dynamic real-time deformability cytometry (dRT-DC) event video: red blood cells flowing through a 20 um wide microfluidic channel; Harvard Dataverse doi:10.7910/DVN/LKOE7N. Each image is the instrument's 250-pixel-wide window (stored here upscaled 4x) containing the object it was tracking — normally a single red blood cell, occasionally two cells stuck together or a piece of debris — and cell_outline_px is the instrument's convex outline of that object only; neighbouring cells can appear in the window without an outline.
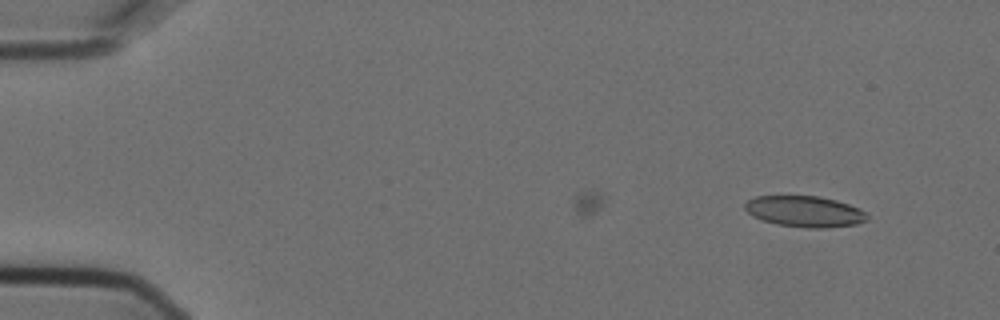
{"species": "Egyptian fruit bat (a non-hibernating species)", "species_latin": "Rousettus aegyptiacus", "temperature_condition": "cold", "stored_images_in_passage": 3, "camera_frame_rate_fps": 3000, "um_per_image_px": 0.085, "animal": {"sex": "female"}, "frame": {"image": 1, "passage_image": 3, "time_ms": 0.667, "image_size_px": [1000, 320], "cell_outline_px": [[868, 220], [856, 224], [828, 228], [808, 228], [776, 224], [760, 220], [752, 216], [744, 208], [744, 204], [748, 200], [756, 196], [816, 196], [836, 200], [848, 204], [864, 212], [868, 216]], "centroid_in_image_um": [68.36, 17.98], "position_along_channel_um": 16.6, "area_um2": 22.08}}